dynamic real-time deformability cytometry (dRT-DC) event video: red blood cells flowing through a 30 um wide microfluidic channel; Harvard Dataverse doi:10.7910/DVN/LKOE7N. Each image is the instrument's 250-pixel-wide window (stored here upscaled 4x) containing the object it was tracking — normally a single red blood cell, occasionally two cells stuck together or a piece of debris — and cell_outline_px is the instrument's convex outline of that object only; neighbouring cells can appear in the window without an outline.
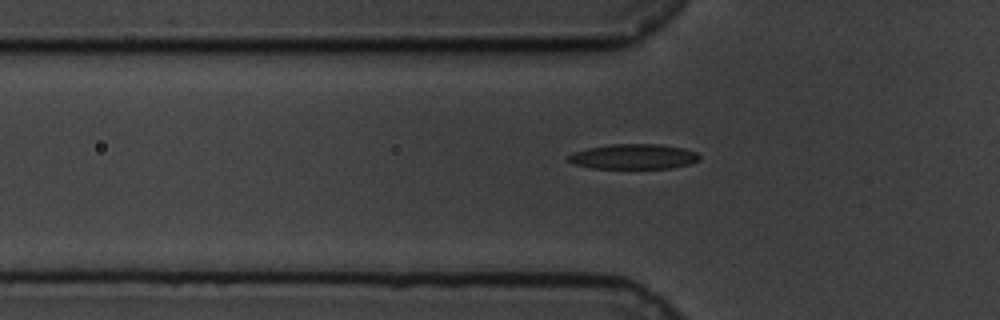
{"species": "common noctule bat (a hibernating species)", "species_latin": "Nyctalus noctula", "temperature_condition": "cold", "stored_images_in_passage": 45, "camera_frame_rate_fps": 3000, "um_per_image_px": 0.085, "animal": {"sex": "male", "body_mass_g": 19.5, "forearm_length_mm": 54.6}, "frame": {"image": 1, "passage_image": 11, "time_ms": 3.333, "image_size_px": [1000, 320], "cell_outline_px": [[700, 160], [692, 164], [672, 168], [592, 168], [576, 164], [568, 160], [568, 156], [576, 152], [588, 148], [612, 144], [660, 144], [684, 148], [696, 152], [700, 156]], "centroid_in_image_um": [53.94, 13.31], "position_along_channel_um": 71.9, "area_um2": 19.07}}
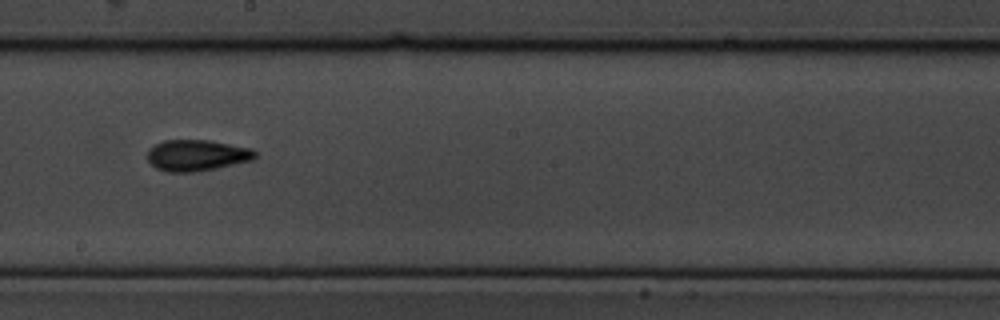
{"frame": {"image": 2, "passage_image": 25, "time_ms": 8.0, "image_size_px": [1000, 320], "cell_outline_px": [[256, 156], [252, 160], [216, 168], [192, 172], [168, 172], [156, 168], [148, 160], [148, 148], [164, 140], [208, 140], [252, 148], [256, 152]], "centroid_in_image_um": [16.72, 13.2], "position_along_channel_um": 231.5, "area_um2": 19.48}}
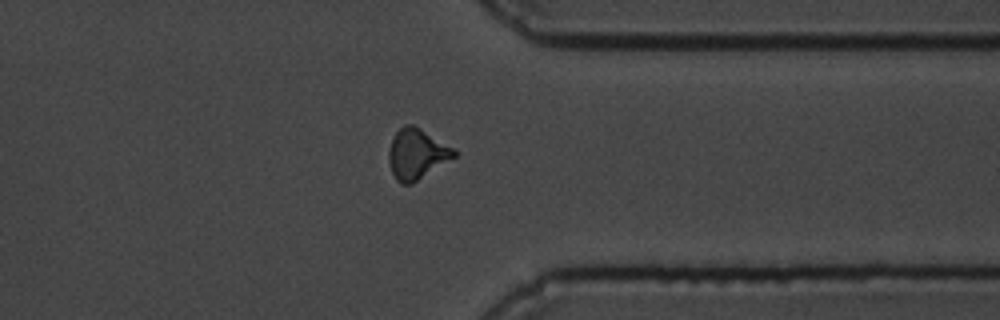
{"frame": {"image": 3, "passage_image": 38, "time_ms": 12.333, "image_size_px": [1000, 320], "cell_outline_px": [[456, 156], [412, 184], [400, 184], [396, 180], [392, 172], [388, 160], [388, 152], [392, 140], [396, 132], [404, 124], [412, 124], [420, 128], [456, 148]], "centroid_in_image_um": [35.43, 13.09], "position_along_channel_um": 376.0, "area_um2": 19.25}}